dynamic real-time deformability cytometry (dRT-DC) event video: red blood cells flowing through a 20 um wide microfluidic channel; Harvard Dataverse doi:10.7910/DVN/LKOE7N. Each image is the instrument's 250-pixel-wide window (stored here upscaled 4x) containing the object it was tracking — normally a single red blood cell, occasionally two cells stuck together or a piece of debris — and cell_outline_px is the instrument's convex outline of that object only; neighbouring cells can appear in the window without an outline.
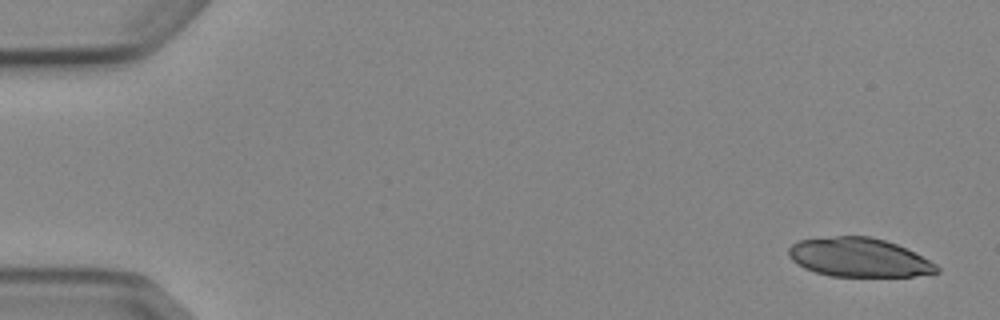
{"species": "Egyptian fruit bat (a non-hibernating species)", "species_latin": "Rousettus aegyptiacus", "temperature_condition": "cold", "stored_images_in_passage": 6, "camera_frame_rate_fps": 3000, "um_per_image_px": 0.085, "animal": {"sex": "female"}, "frame": {"image": 1, "passage_image": 1, "time_ms": 0.0, "image_size_px": [1000, 320], "cell_outline_px": [[940, 272], [912, 276], [828, 276], [804, 268], [796, 264], [788, 256], [788, 248], [792, 244], [800, 240], [836, 236], [868, 236], [884, 240], [896, 244], [936, 264], [940, 268]], "centroid_in_image_um": [72.97, 21.89], "position_along_channel_um": 12.0, "area_um2": 33.35}}